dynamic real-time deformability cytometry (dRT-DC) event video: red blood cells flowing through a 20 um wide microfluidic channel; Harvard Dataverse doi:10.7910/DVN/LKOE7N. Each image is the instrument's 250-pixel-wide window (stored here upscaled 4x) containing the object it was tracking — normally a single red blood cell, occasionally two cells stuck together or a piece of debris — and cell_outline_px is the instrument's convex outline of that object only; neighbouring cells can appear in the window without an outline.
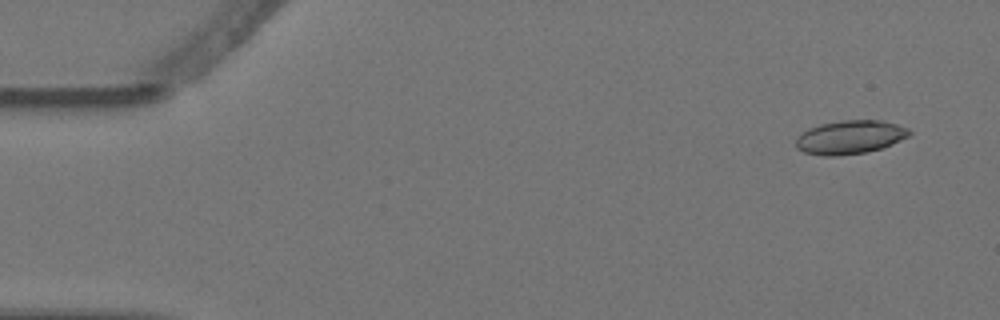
{"species": "Egyptian fruit bat (a non-hibernating species)", "species_latin": "Rousettus aegyptiacus", "temperature_condition": "warm", "stored_images_in_passage": 5, "camera_frame_rate_fps": 3000, "um_per_image_px": 0.085, "animal": {"sex": "female"}, "frame": {"image": 1, "passage_image": 2, "time_ms": 0.333, "image_size_px": [1000, 320], "cell_outline_px": [[912, 132], [908, 136], [884, 148], [864, 152], [836, 156], [824, 156], [804, 152], [796, 148], [796, 136], [808, 128], [820, 124], [840, 120], [884, 120], [908, 128]], "centroid_in_image_um": [72.24, 11.65], "position_along_channel_um": 12.8, "area_um2": 22.37}}
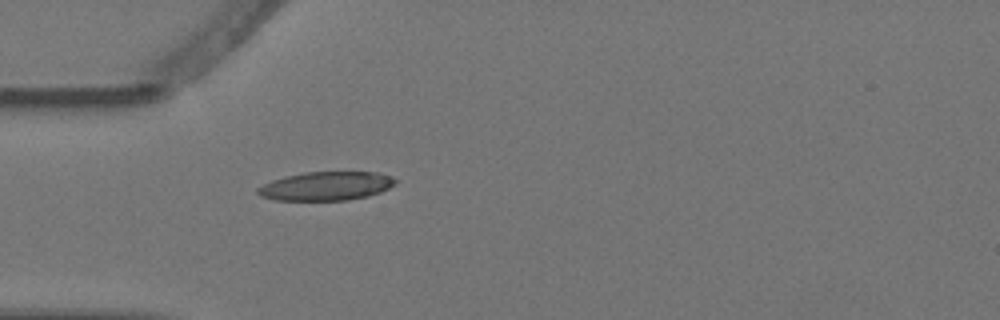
{"frame": {"image": 2, "passage_image": 5, "time_ms": 1.333, "image_size_px": [1000, 320], "cell_outline_px": [[396, 184], [380, 192], [368, 196], [348, 200], [276, 200], [260, 196], [256, 192], [256, 188], [272, 180], [284, 176], [304, 172], [380, 172], [392, 176], [396, 180]], "centroid_in_image_um": [27.72, 15.81], "position_along_channel_um": 57.3, "area_um2": 23.18}}